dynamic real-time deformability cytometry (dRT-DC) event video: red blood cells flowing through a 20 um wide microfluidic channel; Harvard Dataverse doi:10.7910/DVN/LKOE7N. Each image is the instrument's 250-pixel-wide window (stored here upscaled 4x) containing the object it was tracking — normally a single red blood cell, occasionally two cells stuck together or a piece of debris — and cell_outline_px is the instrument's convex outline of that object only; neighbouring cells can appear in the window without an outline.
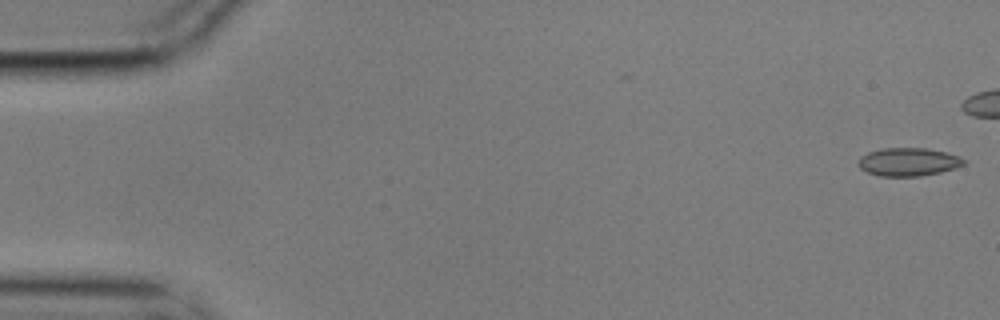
{"species": "common noctule bat (a hibernating species)", "species_latin": "Nyctalus noctula", "temperature_condition": "cold", "stored_images_in_passage": 7, "camera_frame_rate_fps": 3000, "um_per_image_px": 0.085, "animal": {"sex": "male", "body_mass_g": 17.9}, "frame": {"image": 1, "passage_image": 1, "time_ms": 0.0, "image_size_px": [1000, 320], "cell_outline_px": [[964, 164], [956, 168], [940, 172], [920, 176], [880, 176], [868, 172], [860, 168], [860, 156], [868, 152], [884, 148], [924, 148], [944, 152], [960, 156], [964, 160]], "centroid_in_image_um": [77.22, 13.76], "position_along_channel_um": 7.8, "area_um2": 17.11}}
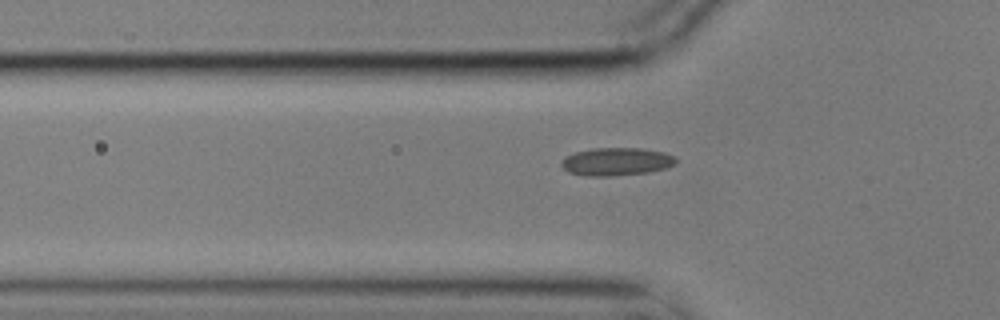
{"frame": {"image": 2, "passage_image": 7, "time_ms": 2.0, "image_size_px": [1000, 320], "cell_outline_px": [[676, 164], [668, 168], [648, 172], [608, 176], [588, 176], [568, 172], [560, 164], [568, 156], [576, 152], [592, 148], [640, 148], [664, 152], [676, 156]], "centroid_in_image_um": [52.45, 13.73], "position_along_channel_um": 73.3, "area_um2": 18.55}}